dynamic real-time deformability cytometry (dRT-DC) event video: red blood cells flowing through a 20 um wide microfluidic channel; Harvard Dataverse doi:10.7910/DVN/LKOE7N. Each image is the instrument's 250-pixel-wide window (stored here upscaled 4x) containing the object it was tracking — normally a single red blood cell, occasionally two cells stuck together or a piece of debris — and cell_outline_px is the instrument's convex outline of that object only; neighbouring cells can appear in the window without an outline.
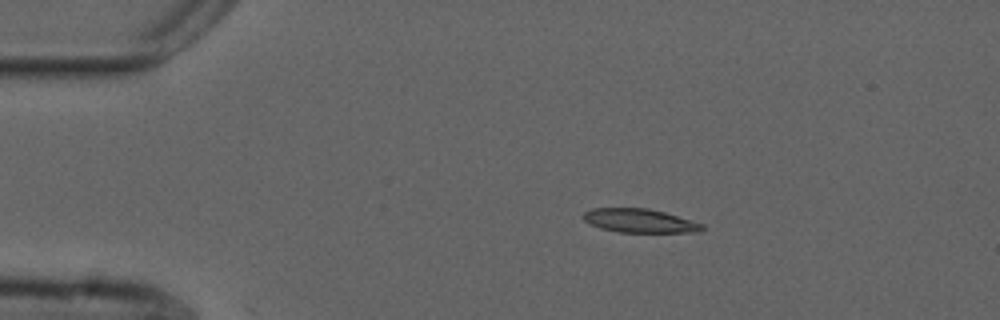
{"species": "common noctule bat (a hibernating species)", "species_latin": "Nyctalus noctula", "temperature_condition": "cold", "stored_images_in_passage": 45, "camera_frame_rate_fps": 3000, "um_per_image_px": 0.085, "animal": {"sex": "male", "forearm_length_mm": 52.5}, "frame": {"image": 1, "passage_image": 1, "time_ms": 0.0, "image_size_px": [1000, 320], "cell_outline_px": [[704, 228], [700, 232], [620, 232], [600, 228], [584, 220], [584, 212], [592, 208], [648, 208], [664, 212], [704, 224]], "centroid_in_image_um": [54.39, 18.76], "position_along_channel_um": 30.6, "area_um2": 16.3}}
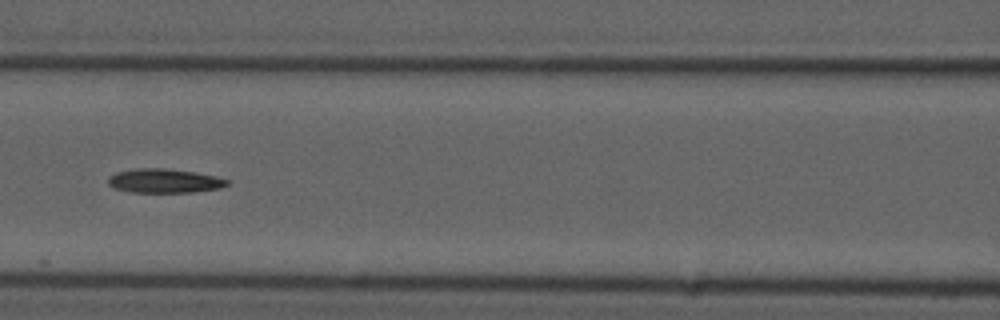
{"frame": {"image": 2, "passage_image": 15, "time_ms": 4.667, "image_size_px": [1000, 320], "cell_outline_px": [[228, 184], [220, 188], [192, 192], [132, 192], [116, 188], [108, 184], [108, 180], [116, 172], [140, 168], [160, 168], [192, 172], [216, 176], [228, 180]], "centroid_in_image_um": [13.98, 15.38], "position_along_channel_um": 152.6, "area_um2": 16.3}}
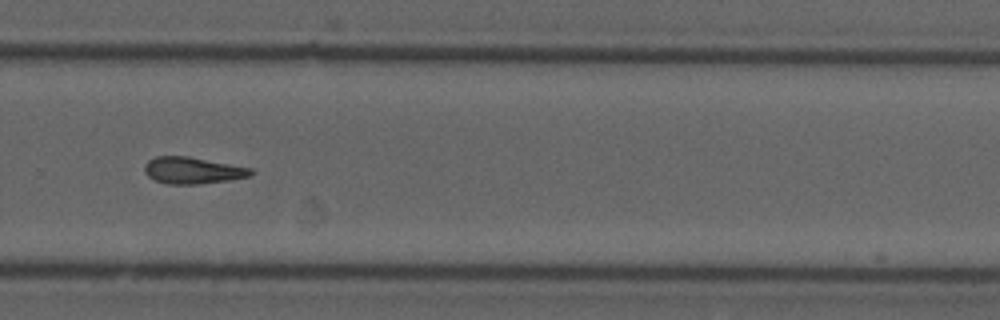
{"frame": {"image": 3, "passage_image": 28, "time_ms": 9.0, "image_size_px": [1000, 320], "cell_outline_px": [[252, 176], [228, 180], [196, 184], [168, 184], [156, 180], [148, 176], [144, 172], [144, 164], [148, 160], [156, 156], [188, 156], [252, 168]], "centroid_in_image_um": [16.35, 14.48], "position_along_channel_um": 313.4, "area_um2": 16.47}}